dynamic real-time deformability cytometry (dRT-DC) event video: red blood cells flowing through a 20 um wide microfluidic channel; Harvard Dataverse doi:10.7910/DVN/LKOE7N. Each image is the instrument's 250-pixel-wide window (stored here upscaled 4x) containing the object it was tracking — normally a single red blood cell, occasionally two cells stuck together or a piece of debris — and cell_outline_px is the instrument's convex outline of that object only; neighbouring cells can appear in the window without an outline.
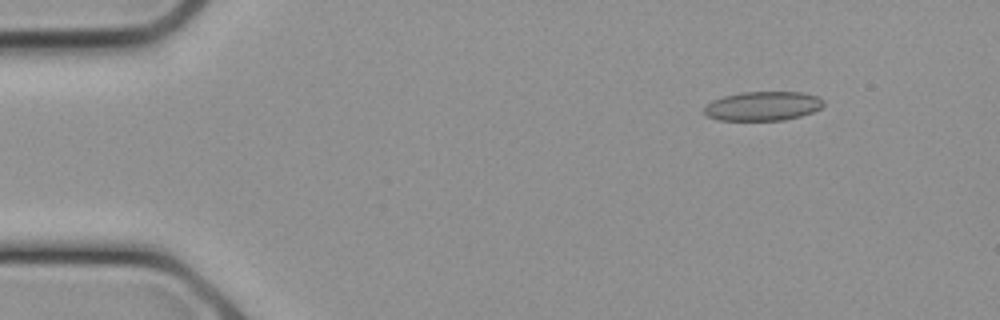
{"species": "common noctule bat (a hibernating species)", "species_latin": "Nyctalus noctula", "temperature_condition": "cold", "stored_images_in_passage": 13, "camera_frame_rate_fps": 3000, "um_per_image_px": 0.085, "animal": {"sex": "female", "body_mass_g": 21.9}, "frame": {"image": 1, "passage_image": 3, "time_ms": 0.667, "image_size_px": [1000, 320], "cell_outline_px": [[824, 104], [820, 108], [812, 112], [800, 116], [784, 120], [716, 120], [708, 116], [704, 112], [704, 104], [712, 100], [724, 96], [740, 92], [800, 92], [816, 96], [824, 100]], "centroid_in_image_um": [64.81, 9.01], "position_along_channel_um": 20.2, "area_um2": 20.35}}
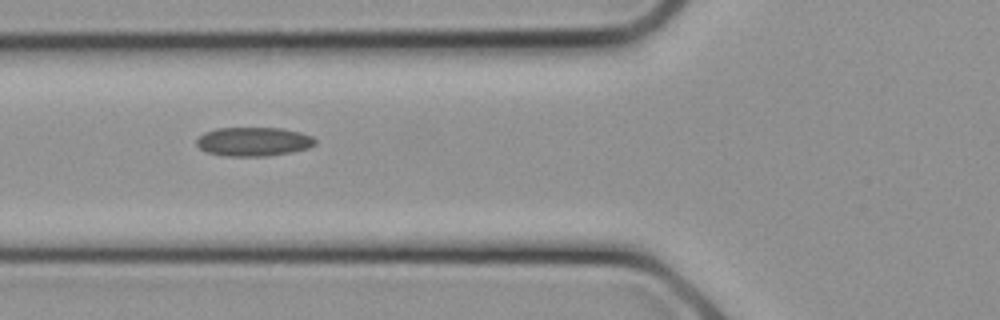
{"frame": {"image": 2, "passage_image": 9, "time_ms": 2.667, "image_size_px": [1000, 320], "cell_outline_px": [[316, 144], [308, 148], [292, 152], [264, 156], [224, 156], [208, 152], [200, 148], [196, 144], [196, 140], [204, 132], [216, 128], [280, 128], [300, 132], [312, 136], [316, 140]], "centroid_in_image_um": [21.55, 12.03], "position_along_channel_um": 104.2, "area_um2": 20.0}}
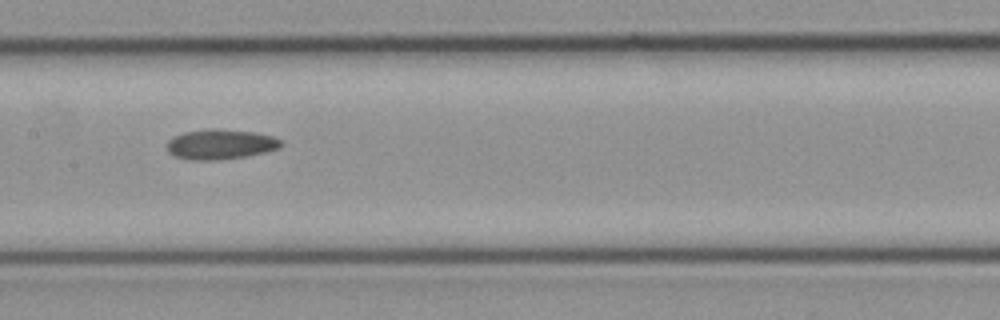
{"frame": {"image": 3, "passage_image": 12, "time_ms": 3.667, "image_size_px": [1000, 320], "cell_outline_px": [[284, 144], [280, 148], [248, 156], [216, 160], [188, 160], [176, 156], [168, 152], [168, 140], [172, 136], [184, 132], [208, 128], [212, 128], [252, 132], [272, 136], [280, 140]], "centroid_in_image_um": [18.72, 12.26], "position_along_channel_um": 188.7, "area_um2": 20.0}}